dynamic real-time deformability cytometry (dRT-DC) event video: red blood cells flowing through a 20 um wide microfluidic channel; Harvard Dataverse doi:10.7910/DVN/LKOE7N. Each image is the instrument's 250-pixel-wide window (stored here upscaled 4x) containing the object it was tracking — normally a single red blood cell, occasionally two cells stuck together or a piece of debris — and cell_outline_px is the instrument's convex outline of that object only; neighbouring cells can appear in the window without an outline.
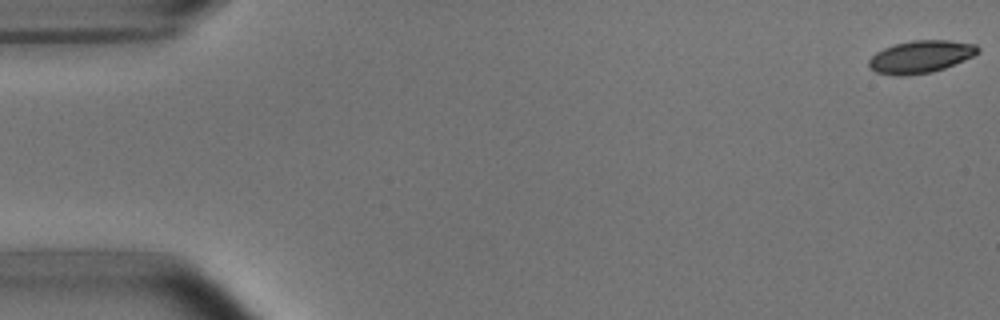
{"species": "common noctule bat (a hibernating species)", "species_latin": "Nyctalus noctula", "temperature_condition": "room temperature", "stored_images_in_passage": 6, "camera_frame_rate_fps": 3000, "um_per_image_px": 0.085, "animal": {"sex": "male", "body_mass_g": 15.6}, "frame": {"image": 1, "passage_image": 1, "time_ms": 0.0, "image_size_px": [1000, 320], "cell_outline_px": [[980, 52], [964, 60], [944, 68], [932, 72], [904, 76], [896, 76], [876, 72], [868, 68], [868, 60], [876, 52], [884, 48], [896, 44], [912, 40], [948, 40], [976, 44], [980, 48]], "centroid_in_image_um": [78.24, 4.82], "position_along_channel_um": 6.8, "area_um2": 20.69}}
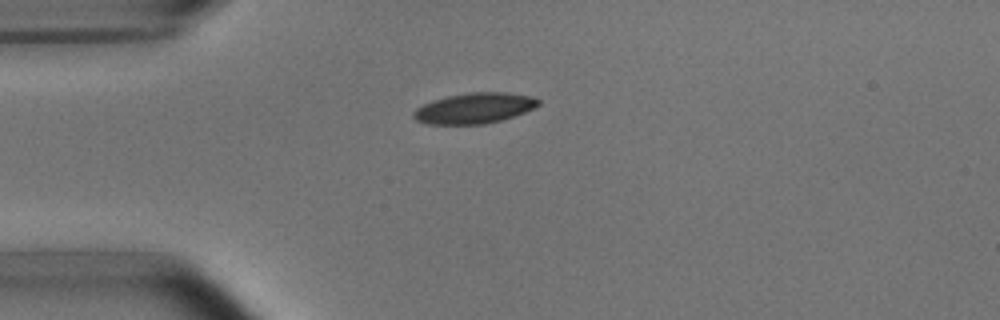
{"frame": {"image": 2, "passage_image": 4, "time_ms": 4.333, "image_size_px": [1000, 320], "cell_outline_px": [[540, 104], [524, 112], [500, 120], [484, 124], [428, 124], [416, 120], [412, 116], [412, 112], [416, 108], [432, 100], [448, 96], [468, 92], [508, 92], [532, 96], [540, 100]], "centroid_in_image_um": [40.3, 9.18], "position_along_channel_um": 44.7, "area_um2": 22.2}}
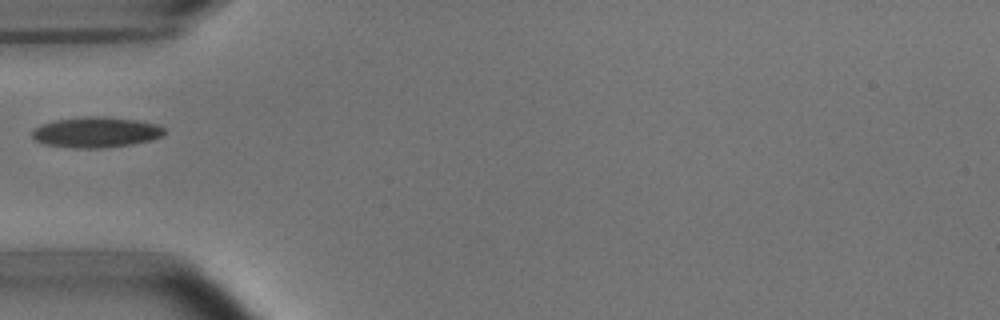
{"frame": {"image": 3, "passage_image": 5, "time_ms": 5.667, "image_size_px": [1000, 320], "cell_outline_px": [[164, 132], [160, 136], [152, 140], [132, 144], [100, 148], [72, 148], [44, 144], [36, 140], [32, 136], [32, 132], [40, 124], [56, 120], [88, 116], [104, 116], [136, 120], [156, 124], [164, 128]], "centroid_in_image_um": [8.15, 11.24], "position_along_channel_um": 76.9, "area_um2": 23.41}}